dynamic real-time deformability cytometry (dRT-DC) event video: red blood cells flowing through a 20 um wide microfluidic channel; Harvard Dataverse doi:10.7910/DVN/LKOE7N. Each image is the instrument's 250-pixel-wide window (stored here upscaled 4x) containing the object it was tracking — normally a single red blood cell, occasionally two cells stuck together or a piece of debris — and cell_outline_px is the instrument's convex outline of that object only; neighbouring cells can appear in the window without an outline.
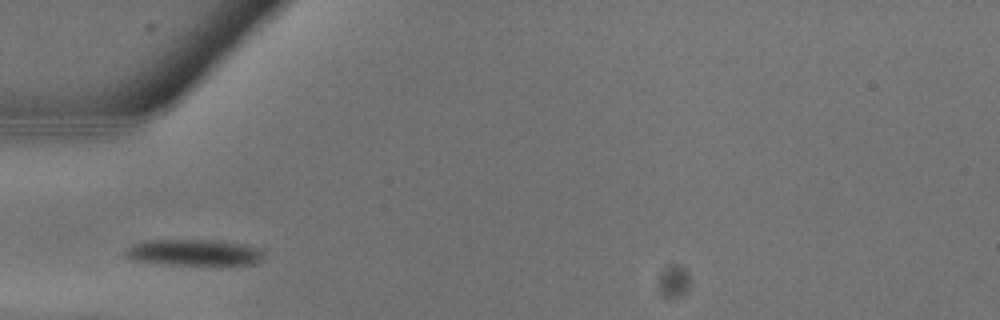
{"species": "common noctule bat (a hibernating species)", "species_latin": "Nyctalus noctula", "temperature_condition": "warm", "stored_images_in_passage": 9, "camera_frame_rate_fps": 3000, "um_per_image_px": 0.085, "animal": {"sex": "male", "body_mass_g": 13.3}, "frame": {"image": 1, "passage_image": 3, "time_ms": 0.667, "image_size_px": [1000, 320], "cell_outline_px": [[264, 260], [252, 264], [168, 264], [132, 260], [124, 252], [132, 244], [144, 240], [212, 240], [240, 244], [256, 248], [264, 252]], "centroid_in_image_um": [16.47, 21.46], "position_along_channel_um": 68.5, "area_um2": 20.81}}
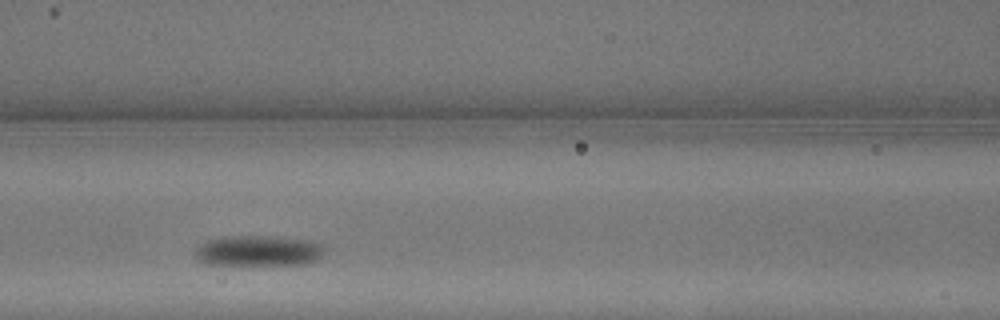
{"frame": {"image": 2, "passage_image": 6, "time_ms": 1.667, "image_size_px": [1000, 320], "cell_outline_px": [[324, 248], [320, 256], [316, 260], [304, 264], [208, 264], [200, 260], [196, 252], [196, 248], [200, 244], [208, 240], [232, 236], [264, 236], [312, 240], [320, 244]], "centroid_in_image_um": [21.99, 21.31], "position_along_channel_um": 144.6, "area_um2": 22.54}}
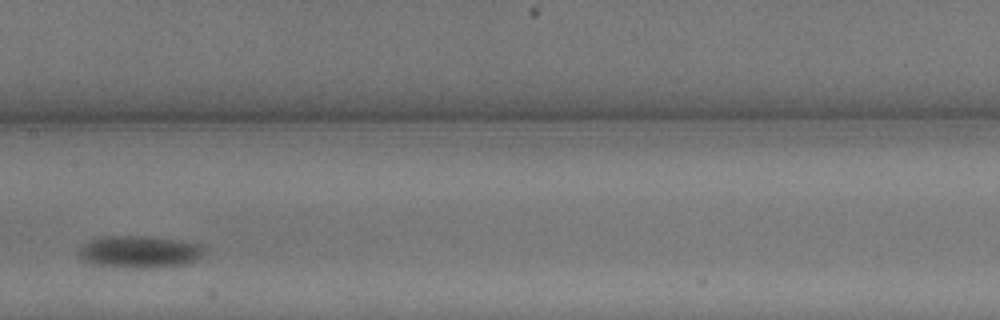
{"frame": {"image": 3, "passage_image": 8, "time_ms": 2.333, "image_size_px": [1000, 320], "cell_outline_px": [[204, 252], [196, 260], [188, 264], [152, 268], [136, 268], [92, 264], [84, 260], [80, 256], [80, 248], [84, 244], [92, 240], [108, 236], [140, 236], [176, 240], [200, 244], [204, 248]], "centroid_in_image_um": [11.89, 21.42], "position_along_channel_um": 195.5, "area_um2": 23.12}}